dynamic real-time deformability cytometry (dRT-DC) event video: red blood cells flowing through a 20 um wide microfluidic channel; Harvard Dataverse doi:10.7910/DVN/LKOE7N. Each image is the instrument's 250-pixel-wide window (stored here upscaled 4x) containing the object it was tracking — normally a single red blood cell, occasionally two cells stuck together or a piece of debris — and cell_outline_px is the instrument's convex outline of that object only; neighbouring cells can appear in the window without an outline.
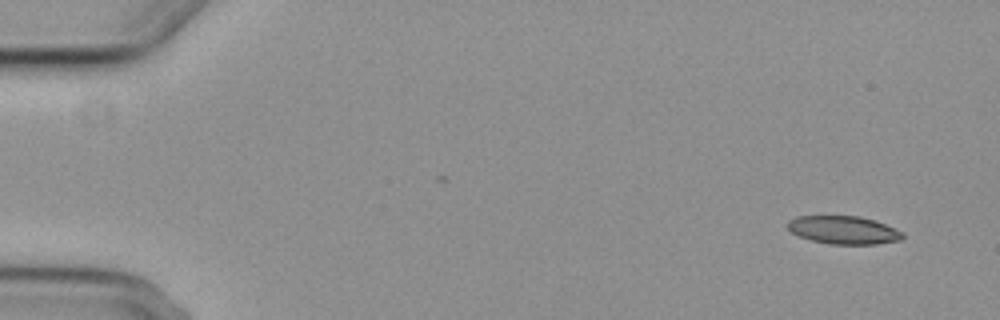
{"species": "common noctule bat (a hibernating species)", "species_latin": "Nyctalus noctula", "temperature_condition": "cold", "stored_images_in_passage": 4, "camera_frame_rate_fps": 3000, "um_per_image_px": 0.085, "animal": {"sex": "female", "body_mass_g": 29.2, "forearm_length_mm": 56.3}, "frame": {"image": 1, "passage_image": 1, "time_ms": 0.0, "image_size_px": [1000, 320], "cell_outline_px": [[904, 236], [900, 240], [876, 244], [828, 244], [812, 240], [800, 236], [792, 232], [788, 228], [788, 220], [796, 216], [860, 216], [896, 228], [904, 232]], "centroid_in_image_um": [71.72, 19.55], "position_along_channel_um": 13.3, "area_um2": 18.73}}